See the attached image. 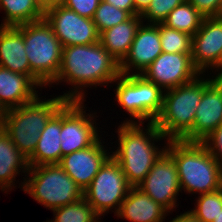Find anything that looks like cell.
Listing matches in <instances>:
<instances>
[{"label": "cell", "instance_id": "cell-1", "mask_svg": "<svg viewBox=\"0 0 222 222\" xmlns=\"http://www.w3.org/2000/svg\"><path fill=\"white\" fill-rule=\"evenodd\" d=\"M120 74V64L100 42L66 46L63 47L60 69L52 84L69 82L75 86L74 89L61 96L67 101H84V87L111 84Z\"/></svg>", "mask_w": 222, "mask_h": 222}, {"label": "cell", "instance_id": "cell-2", "mask_svg": "<svg viewBox=\"0 0 222 222\" xmlns=\"http://www.w3.org/2000/svg\"><path fill=\"white\" fill-rule=\"evenodd\" d=\"M142 124L144 122L138 124L125 121L120 124L117 129L119 147L111 154L119 163L131 187H137L144 180L155 162L166 151V146L159 150L154 141H168L155 122H148L146 132L143 131Z\"/></svg>", "mask_w": 222, "mask_h": 222}, {"label": "cell", "instance_id": "cell-3", "mask_svg": "<svg viewBox=\"0 0 222 222\" xmlns=\"http://www.w3.org/2000/svg\"><path fill=\"white\" fill-rule=\"evenodd\" d=\"M166 152L176 164L181 191L200 195L218 190L222 168L201 142L168 140Z\"/></svg>", "mask_w": 222, "mask_h": 222}, {"label": "cell", "instance_id": "cell-4", "mask_svg": "<svg viewBox=\"0 0 222 222\" xmlns=\"http://www.w3.org/2000/svg\"><path fill=\"white\" fill-rule=\"evenodd\" d=\"M67 102L61 95L44 101L34 100L5 111L3 130L13 144L28 159L34 152L40 133L48 120Z\"/></svg>", "mask_w": 222, "mask_h": 222}, {"label": "cell", "instance_id": "cell-5", "mask_svg": "<svg viewBox=\"0 0 222 222\" xmlns=\"http://www.w3.org/2000/svg\"><path fill=\"white\" fill-rule=\"evenodd\" d=\"M164 91L163 108L155 124L168 140H182L192 129L204 92V78Z\"/></svg>", "mask_w": 222, "mask_h": 222}, {"label": "cell", "instance_id": "cell-6", "mask_svg": "<svg viewBox=\"0 0 222 222\" xmlns=\"http://www.w3.org/2000/svg\"><path fill=\"white\" fill-rule=\"evenodd\" d=\"M24 42L30 77L40 88L52 85L60 69L63 51L52 26L45 18L24 24Z\"/></svg>", "mask_w": 222, "mask_h": 222}, {"label": "cell", "instance_id": "cell-7", "mask_svg": "<svg viewBox=\"0 0 222 222\" xmlns=\"http://www.w3.org/2000/svg\"><path fill=\"white\" fill-rule=\"evenodd\" d=\"M21 183L23 191L38 203L54 210L83 198V190L59 166V164L29 166Z\"/></svg>", "mask_w": 222, "mask_h": 222}, {"label": "cell", "instance_id": "cell-8", "mask_svg": "<svg viewBox=\"0 0 222 222\" xmlns=\"http://www.w3.org/2000/svg\"><path fill=\"white\" fill-rule=\"evenodd\" d=\"M114 82L117 83L115 96L118 104L130 114L131 118L133 117V120L138 119L137 121L127 119L126 122L156 121L163 108L164 94L158 85L136 74H120Z\"/></svg>", "mask_w": 222, "mask_h": 222}, {"label": "cell", "instance_id": "cell-9", "mask_svg": "<svg viewBox=\"0 0 222 222\" xmlns=\"http://www.w3.org/2000/svg\"><path fill=\"white\" fill-rule=\"evenodd\" d=\"M130 188L119 163L110 156L83 191V198L100 216L112 208L116 216Z\"/></svg>", "mask_w": 222, "mask_h": 222}, {"label": "cell", "instance_id": "cell-10", "mask_svg": "<svg viewBox=\"0 0 222 222\" xmlns=\"http://www.w3.org/2000/svg\"><path fill=\"white\" fill-rule=\"evenodd\" d=\"M83 104V101H67L61 107L62 157L91 146L100 137L94 125L95 116L87 114Z\"/></svg>", "mask_w": 222, "mask_h": 222}, {"label": "cell", "instance_id": "cell-11", "mask_svg": "<svg viewBox=\"0 0 222 222\" xmlns=\"http://www.w3.org/2000/svg\"><path fill=\"white\" fill-rule=\"evenodd\" d=\"M44 18L63 47L99 42L100 34L93 19L80 16L62 4L46 7Z\"/></svg>", "mask_w": 222, "mask_h": 222}, {"label": "cell", "instance_id": "cell-12", "mask_svg": "<svg viewBox=\"0 0 222 222\" xmlns=\"http://www.w3.org/2000/svg\"><path fill=\"white\" fill-rule=\"evenodd\" d=\"M141 75L166 91L193 81L200 72L193 64L191 53L162 52Z\"/></svg>", "mask_w": 222, "mask_h": 222}, {"label": "cell", "instance_id": "cell-13", "mask_svg": "<svg viewBox=\"0 0 222 222\" xmlns=\"http://www.w3.org/2000/svg\"><path fill=\"white\" fill-rule=\"evenodd\" d=\"M137 187L168 212L173 211L181 191L173 158L165 151Z\"/></svg>", "mask_w": 222, "mask_h": 222}, {"label": "cell", "instance_id": "cell-14", "mask_svg": "<svg viewBox=\"0 0 222 222\" xmlns=\"http://www.w3.org/2000/svg\"><path fill=\"white\" fill-rule=\"evenodd\" d=\"M222 123V77L204 79V92L196 110L193 129L182 139L201 142Z\"/></svg>", "mask_w": 222, "mask_h": 222}, {"label": "cell", "instance_id": "cell-15", "mask_svg": "<svg viewBox=\"0 0 222 222\" xmlns=\"http://www.w3.org/2000/svg\"><path fill=\"white\" fill-rule=\"evenodd\" d=\"M221 55L222 16L204 17L200 29L192 36L193 64L200 74L209 68L219 71Z\"/></svg>", "mask_w": 222, "mask_h": 222}, {"label": "cell", "instance_id": "cell-16", "mask_svg": "<svg viewBox=\"0 0 222 222\" xmlns=\"http://www.w3.org/2000/svg\"><path fill=\"white\" fill-rule=\"evenodd\" d=\"M161 53L160 23H147L146 25L142 23L127 56L120 63V72L123 75H141ZM132 69H135L136 72ZM131 71L132 73H130Z\"/></svg>", "mask_w": 222, "mask_h": 222}, {"label": "cell", "instance_id": "cell-17", "mask_svg": "<svg viewBox=\"0 0 222 222\" xmlns=\"http://www.w3.org/2000/svg\"><path fill=\"white\" fill-rule=\"evenodd\" d=\"M109 154L99 137L91 146L63 156L59 166L84 191L111 156Z\"/></svg>", "mask_w": 222, "mask_h": 222}, {"label": "cell", "instance_id": "cell-18", "mask_svg": "<svg viewBox=\"0 0 222 222\" xmlns=\"http://www.w3.org/2000/svg\"><path fill=\"white\" fill-rule=\"evenodd\" d=\"M0 66L14 73L30 76V64L25 52L24 24L0 26Z\"/></svg>", "mask_w": 222, "mask_h": 222}, {"label": "cell", "instance_id": "cell-19", "mask_svg": "<svg viewBox=\"0 0 222 222\" xmlns=\"http://www.w3.org/2000/svg\"><path fill=\"white\" fill-rule=\"evenodd\" d=\"M38 87L29 75L14 73L0 66V106L4 111L34 100L38 96L35 90Z\"/></svg>", "mask_w": 222, "mask_h": 222}, {"label": "cell", "instance_id": "cell-20", "mask_svg": "<svg viewBox=\"0 0 222 222\" xmlns=\"http://www.w3.org/2000/svg\"><path fill=\"white\" fill-rule=\"evenodd\" d=\"M168 211L138 187H131L117 216L130 222H163Z\"/></svg>", "mask_w": 222, "mask_h": 222}, {"label": "cell", "instance_id": "cell-21", "mask_svg": "<svg viewBox=\"0 0 222 222\" xmlns=\"http://www.w3.org/2000/svg\"><path fill=\"white\" fill-rule=\"evenodd\" d=\"M61 108L48 120L46 127L40 133L33 154L27 159L29 166L59 164L61 151Z\"/></svg>", "mask_w": 222, "mask_h": 222}, {"label": "cell", "instance_id": "cell-22", "mask_svg": "<svg viewBox=\"0 0 222 222\" xmlns=\"http://www.w3.org/2000/svg\"><path fill=\"white\" fill-rule=\"evenodd\" d=\"M142 23L140 15H133L125 22L101 32L99 42L120 64L127 56Z\"/></svg>", "mask_w": 222, "mask_h": 222}, {"label": "cell", "instance_id": "cell-23", "mask_svg": "<svg viewBox=\"0 0 222 222\" xmlns=\"http://www.w3.org/2000/svg\"><path fill=\"white\" fill-rule=\"evenodd\" d=\"M21 168V169H20ZM27 158L18 150L9 138L8 134L0 127V189L8 192L14 182L15 176L28 172ZM19 170V171H18Z\"/></svg>", "mask_w": 222, "mask_h": 222}, {"label": "cell", "instance_id": "cell-24", "mask_svg": "<svg viewBox=\"0 0 222 222\" xmlns=\"http://www.w3.org/2000/svg\"><path fill=\"white\" fill-rule=\"evenodd\" d=\"M6 17L0 26H19L44 19L45 8L38 0H0Z\"/></svg>", "mask_w": 222, "mask_h": 222}, {"label": "cell", "instance_id": "cell-25", "mask_svg": "<svg viewBox=\"0 0 222 222\" xmlns=\"http://www.w3.org/2000/svg\"><path fill=\"white\" fill-rule=\"evenodd\" d=\"M203 19L204 16L186 0L175 7L162 24L193 36L200 29Z\"/></svg>", "mask_w": 222, "mask_h": 222}, {"label": "cell", "instance_id": "cell-26", "mask_svg": "<svg viewBox=\"0 0 222 222\" xmlns=\"http://www.w3.org/2000/svg\"><path fill=\"white\" fill-rule=\"evenodd\" d=\"M52 211L55 217L48 222H101V216L84 198Z\"/></svg>", "mask_w": 222, "mask_h": 222}, {"label": "cell", "instance_id": "cell-27", "mask_svg": "<svg viewBox=\"0 0 222 222\" xmlns=\"http://www.w3.org/2000/svg\"><path fill=\"white\" fill-rule=\"evenodd\" d=\"M160 42L162 52L192 53V36L188 33L171 29L160 23Z\"/></svg>", "mask_w": 222, "mask_h": 222}, {"label": "cell", "instance_id": "cell-28", "mask_svg": "<svg viewBox=\"0 0 222 222\" xmlns=\"http://www.w3.org/2000/svg\"><path fill=\"white\" fill-rule=\"evenodd\" d=\"M196 203L190 212L202 222H213L222 210V195L219 190L200 194Z\"/></svg>", "mask_w": 222, "mask_h": 222}, {"label": "cell", "instance_id": "cell-29", "mask_svg": "<svg viewBox=\"0 0 222 222\" xmlns=\"http://www.w3.org/2000/svg\"><path fill=\"white\" fill-rule=\"evenodd\" d=\"M130 17L131 15L127 11L118 9L110 3L101 0L93 17V22L100 34L119 23L125 22Z\"/></svg>", "mask_w": 222, "mask_h": 222}, {"label": "cell", "instance_id": "cell-30", "mask_svg": "<svg viewBox=\"0 0 222 222\" xmlns=\"http://www.w3.org/2000/svg\"><path fill=\"white\" fill-rule=\"evenodd\" d=\"M186 0H151L149 6L140 15L141 19L147 20L148 24L162 23L168 14Z\"/></svg>", "mask_w": 222, "mask_h": 222}, {"label": "cell", "instance_id": "cell-31", "mask_svg": "<svg viewBox=\"0 0 222 222\" xmlns=\"http://www.w3.org/2000/svg\"><path fill=\"white\" fill-rule=\"evenodd\" d=\"M201 143L222 168V123L204 138Z\"/></svg>", "mask_w": 222, "mask_h": 222}, {"label": "cell", "instance_id": "cell-32", "mask_svg": "<svg viewBox=\"0 0 222 222\" xmlns=\"http://www.w3.org/2000/svg\"><path fill=\"white\" fill-rule=\"evenodd\" d=\"M100 2L101 0H64L61 4L80 16L93 19Z\"/></svg>", "mask_w": 222, "mask_h": 222}, {"label": "cell", "instance_id": "cell-33", "mask_svg": "<svg viewBox=\"0 0 222 222\" xmlns=\"http://www.w3.org/2000/svg\"><path fill=\"white\" fill-rule=\"evenodd\" d=\"M204 17L222 16V0H187Z\"/></svg>", "mask_w": 222, "mask_h": 222}, {"label": "cell", "instance_id": "cell-34", "mask_svg": "<svg viewBox=\"0 0 222 222\" xmlns=\"http://www.w3.org/2000/svg\"><path fill=\"white\" fill-rule=\"evenodd\" d=\"M118 9L127 11L131 16L135 15V5L133 0H103Z\"/></svg>", "mask_w": 222, "mask_h": 222}, {"label": "cell", "instance_id": "cell-35", "mask_svg": "<svg viewBox=\"0 0 222 222\" xmlns=\"http://www.w3.org/2000/svg\"><path fill=\"white\" fill-rule=\"evenodd\" d=\"M170 222H202L198 220L190 211L184 212L173 218Z\"/></svg>", "mask_w": 222, "mask_h": 222}, {"label": "cell", "instance_id": "cell-36", "mask_svg": "<svg viewBox=\"0 0 222 222\" xmlns=\"http://www.w3.org/2000/svg\"><path fill=\"white\" fill-rule=\"evenodd\" d=\"M135 5V15H141L149 6L151 0H133Z\"/></svg>", "mask_w": 222, "mask_h": 222}, {"label": "cell", "instance_id": "cell-37", "mask_svg": "<svg viewBox=\"0 0 222 222\" xmlns=\"http://www.w3.org/2000/svg\"><path fill=\"white\" fill-rule=\"evenodd\" d=\"M64 0H46V7L54 5V4H61Z\"/></svg>", "mask_w": 222, "mask_h": 222}, {"label": "cell", "instance_id": "cell-38", "mask_svg": "<svg viewBox=\"0 0 222 222\" xmlns=\"http://www.w3.org/2000/svg\"><path fill=\"white\" fill-rule=\"evenodd\" d=\"M4 114H5V111L0 106V127L2 126V122H3V119H4Z\"/></svg>", "mask_w": 222, "mask_h": 222}, {"label": "cell", "instance_id": "cell-39", "mask_svg": "<svg viewBox=\"0 0 222 222\" xmlns=\"http://www.w3.org/2000/svg\"><path fill=\"white\" fill-rule=\"evenodd\" d=\"M213 222H222V210L219 215L213 220Z\"/></svg>", "mask_w": 222, "mask_h": 222}, {"label": "cell", "instance_id": "cell-40", "mask_svg": "<svg viewBox=\"0 0 222 222\" xmlns=\"http://www.w3.org/2000/svg\"><path fill=\"white\" fill-rule=\"evenodd\" d=\"M220 73L218 72V74L216 75V77H222V55H221V59H220Z\"/></svg>", "mask_w": 222, "mask_h": 222}, {"label": "cell", "instance_id": "cell-41", "mask_svg": "<svg viewBox=\"0 0 222 222\" xmlns=\"http://www.w3.org/2000/svg\"><path fill=\"white\" fill-rule=\"evenodd\" d=\"M44 8H46V0H38Z\"/></svg>", "mask_w": 222, "mask_h": 222}, {"label": "cell", "instance_id": "cell-42", "mask_svg": "<svg viewBox=\"0 0 222 222\" xmlns=\"http://www.w3.org/2000/svg\"><path fill=\"white\" fill-rule=\"evenodd\" d=\"M218 190L220 191V193L222 195V177H221V180H220V185H219Z\"/></svg>", "mask_w": 222, "mask_h": 222}]
</instances>
